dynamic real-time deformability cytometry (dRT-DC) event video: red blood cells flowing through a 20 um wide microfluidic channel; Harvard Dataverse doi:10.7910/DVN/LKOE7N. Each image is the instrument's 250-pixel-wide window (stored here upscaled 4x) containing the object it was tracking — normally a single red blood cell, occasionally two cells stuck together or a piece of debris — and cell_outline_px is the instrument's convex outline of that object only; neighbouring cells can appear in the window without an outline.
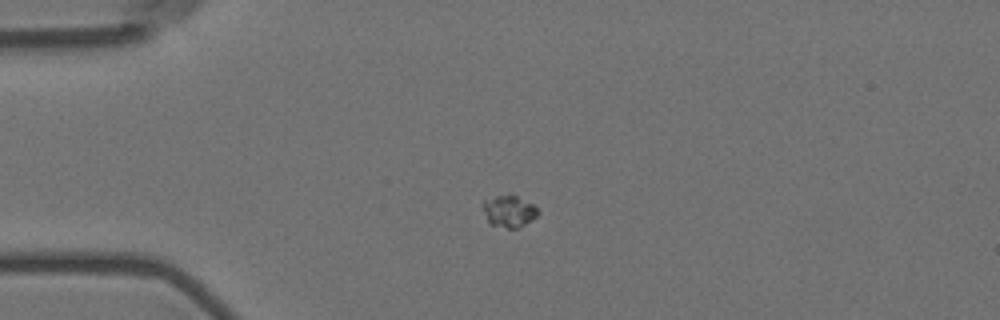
{"species": "Egyptian fruit bat (a non-hibernating species)", "species_latin": "Rousettus aegyptiacus", "temperature_condition": "room temperature", "stored_images_in_passage": 2, "camera_frame_rate_fps": 3000, "um_per_image_px": 0.085, "animal": {"sex": "female"}, "frame": {"image": 1, "passage_image": 1, "time_ms": 0.0, "image_size_px": [1000, 320], "cell_outline_px": [[540, 212], [532, 220], [516, 228], [508, 228], [488, 224], [484, 212], [484, 200], [496, 196], [512, 192], [532, 204]], "centroid_in_image_um": [43.26, 17.93], "position_along_channel_um": 41.7, "area_um2": 10.29}}